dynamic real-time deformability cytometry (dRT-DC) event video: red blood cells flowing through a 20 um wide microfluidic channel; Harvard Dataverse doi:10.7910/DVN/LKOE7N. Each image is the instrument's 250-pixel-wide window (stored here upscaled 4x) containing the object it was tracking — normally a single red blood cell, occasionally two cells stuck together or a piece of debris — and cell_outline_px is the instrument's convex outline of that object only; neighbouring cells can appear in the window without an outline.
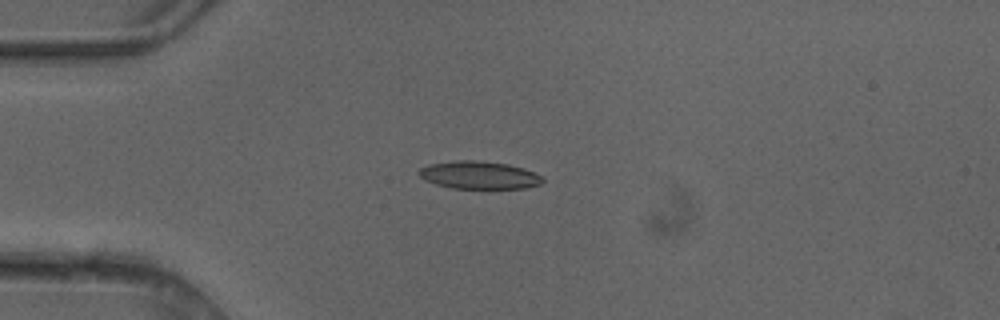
{"species": "common noctule bat (a hibernating species)", "species_latin": "Nyctalus noctula", "temperature_condition": "cold", "stored_images_in_passage": 5, "camera_frame_rate_fps": 3000, "um_per_image_px": 0.085, "animal": {"sex": "female"}, "frame": {"image": 1, "passage_image": 4, "time_ms": 1.0, "image_size_px": [1000, 320], "cell_outline_px": [[544, 180], [540, 184], [524, 188], [452, 188], [436, 184], [424, 180], [420, 176], [420, 168], [428, 164], [456, 160], [476, 160], [508, 164], [524, 168], [540, 176]], "centroid_in_image_um": [40.7, 14.87], "position_along_channel_um": 44.3, "area_um2": 19.83}}
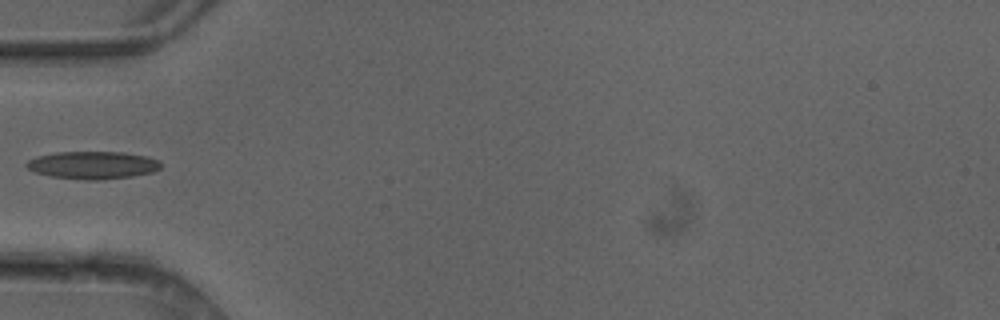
{"frame": {"image": 2, "passage_image": 5, "time_ms": 1.333, "image_size_px": [1000, 320], "cell_outline_px": [[160, 168], [152, 172], [132, 176], [100, 180], [84, 180], [52, 176], [36, 172], [28, 168], [24, 164], [28, 160], [36, 156], [56, 152], [124, 152], [148, 156], [160, 160]], "centroid_in_image_um": [7.89, 14.02], "position_along_channel_um": 77.1, "area_um2": 21.68}}